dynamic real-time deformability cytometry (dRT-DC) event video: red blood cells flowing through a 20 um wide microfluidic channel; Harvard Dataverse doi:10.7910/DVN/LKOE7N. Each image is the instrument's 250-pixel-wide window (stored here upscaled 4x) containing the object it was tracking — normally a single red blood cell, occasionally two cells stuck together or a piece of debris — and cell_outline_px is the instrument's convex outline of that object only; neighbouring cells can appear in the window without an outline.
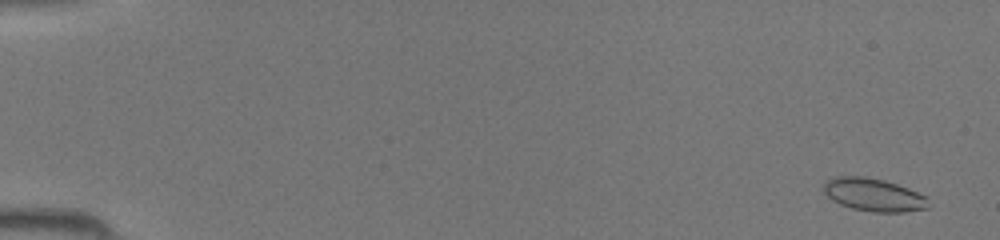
{"species": "common noctule bat (a hibernating species)", "species_latin": "Nyctalus noctula", "temperature_condition": "room temperature", "stored_images_in_passage": 46, "camera_frame_rate_fps": 3000, "um_per_image_px": 0.085, "animal": {"sex": "female", "body_mass_g": 19.5, "forearm_length_mm": 54.1}, "frame": {"image": 1, "passage_image": 3, "time_ms": 0.667, "image_size_px": [1000, 240], "cell_outline_px": [[928, 208], [904, 212], [872, 212], [852, 208], [840, 204], [832, 200], [824, 192], [824, 184], [828, 180], [836, 176], [864, 176], [884, 180], [908, 188], [928, 196]], "centroid_in_image_um": [74.28, 16.56], "position_along_channel_um": 10.7, "area_um2": 20.11}}
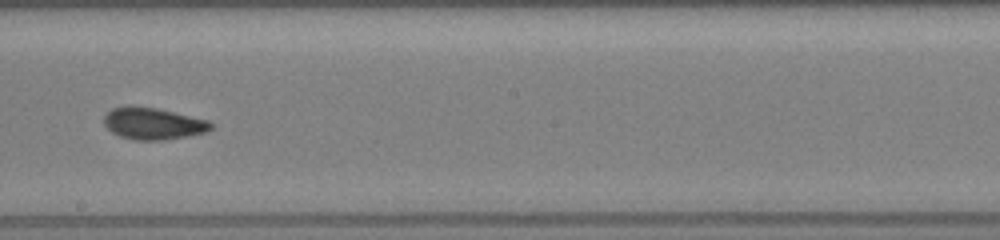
{"frame": {"image": 2, "passage_image": 28, "time_ms": 9.0, "image_size_px": [1000, 240], "cell_outline_px": [[212, 128], [208, 132], [188, 136], [164, 140], [136, 140], [120, 136], [112, 132], [104, 124], [104, 116], [112, 108], [128, 104], [132, 104], [156, 108], [208, 120], [212, 124]], "centroid_in_image_um": [13.0, 10.49], "position_along_channel_um": 235.2, "area_um2": 20.0}}
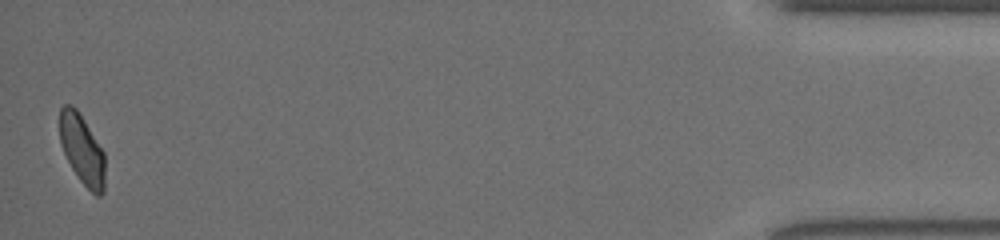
{"frame": {"image": 3, "passage_image": 46, "time_ms": 15.0, "image_size_px": [1000, 240], "cell_outline_px": [[104, 192], [100, 196], [96, 196], [80, 180], [72, 168], [60, 144], [60, 108], [64, 104], [72, 104], [80, 112], [104, 152]], "centroid_in_image_um": [6.98, 12.68], "position_along_channel_um": 428.2, "area_um2": 18.38}}